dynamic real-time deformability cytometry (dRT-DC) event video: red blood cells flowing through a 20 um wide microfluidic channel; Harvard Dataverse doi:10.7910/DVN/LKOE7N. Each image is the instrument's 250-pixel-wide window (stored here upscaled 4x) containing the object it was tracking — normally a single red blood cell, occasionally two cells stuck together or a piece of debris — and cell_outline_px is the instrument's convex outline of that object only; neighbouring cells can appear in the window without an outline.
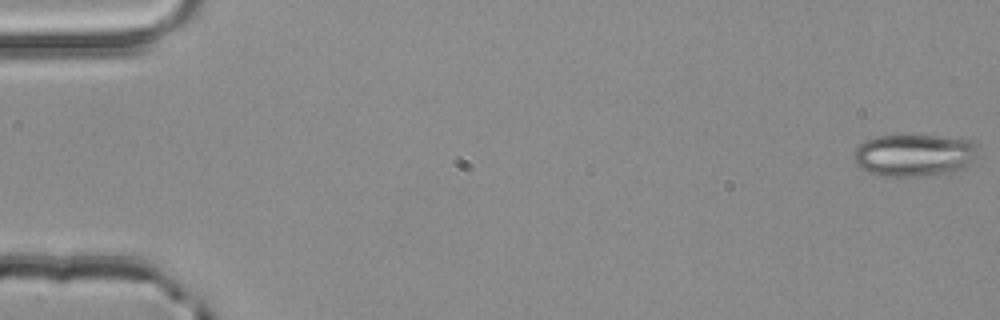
{"species": "common noctule bat (a hibernating species)", "species_latin": "Nyctalus noctula", "temperature_condition": "room temperature", "stored_images_in_passage": 4, "camera_frame_rate_fps": 3000, "um_per_image_px": 0.085, "animal": {"sex": "male", "body_mass_g": 20.4}, "frame": {"image": 1, "passage_image": 1, "time_ms": 0.0, "image_size_px": [1000, 320], "cell_outline_px": [[976, 156], [972, 160], [960, 168], [944, 172], [916, 176], [880, 176], [868, 172], [856, 164], [852, 156], [852, 152], [860, 144], [876, 136], [936, 136], [976, 140]], "centroid_in_image_um": [77.65, 13.17], "position_along_channel_um": 7.4, "area_um2": 30.11}}